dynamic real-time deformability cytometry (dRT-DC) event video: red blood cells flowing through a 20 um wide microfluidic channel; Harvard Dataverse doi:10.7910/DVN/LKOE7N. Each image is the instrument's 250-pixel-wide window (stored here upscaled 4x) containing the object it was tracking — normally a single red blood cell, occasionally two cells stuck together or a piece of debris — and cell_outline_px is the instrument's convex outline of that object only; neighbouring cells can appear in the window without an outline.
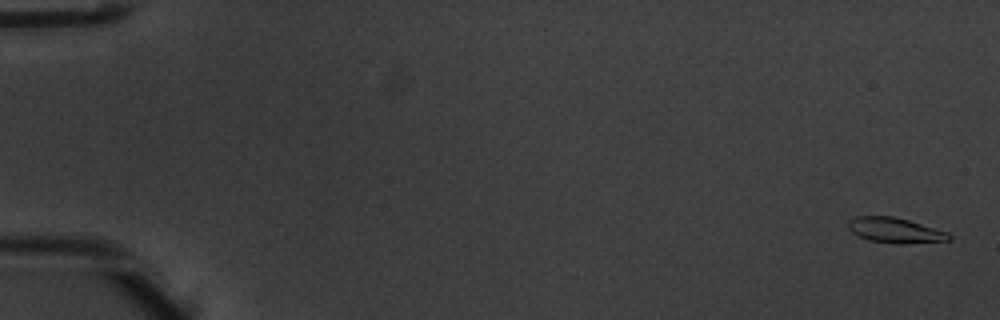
{"species": "common noctule bat (a hibernating species)", "species_latin": "Nyctalus noctula", "temperature_condition": "warm", "stored_images_in_passage": 53, "camera_frame_rate_fps": 3000, "um_per_image_px": 0.085, "animal": {"sex": "male", "body_mass_g": 20.1, "forearm_length_mm": 53.5}, "frame": {"image": 1, "passage_image": 1, "time_ms": 0.0, "image_size_px": [1000, 320], "cell_outline_px": [[952, 240], [904, 244], [892, 244], [868, 240], [852, 232], [848, 228], [848, 220], [856, 216], [892, 216], [908, 220], [948, 232], [952, 236]], "centroid_in_image_um": [76.09, 19.59], "position_along_channel_um": 8.9, "area_um2": 14.91}}
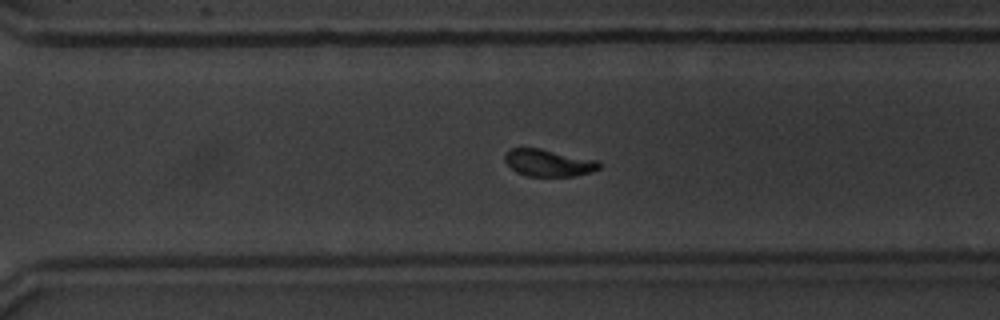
{"frame": {"image": 2, "passage_image": 38, "time_ms": 12.333, "image_size_px": [1000, 320], "cell_outline_px": [[600, 168], [592, 172], [576, 176], [528, 176], [516, 172], [504, 160], [504, 156], [512, 148], [540, 148], [600, 160]], "centroid_in_image_um": [46.68, 13.84], "position_along_channel_um": 323.9, "area_um2": 14.97}}
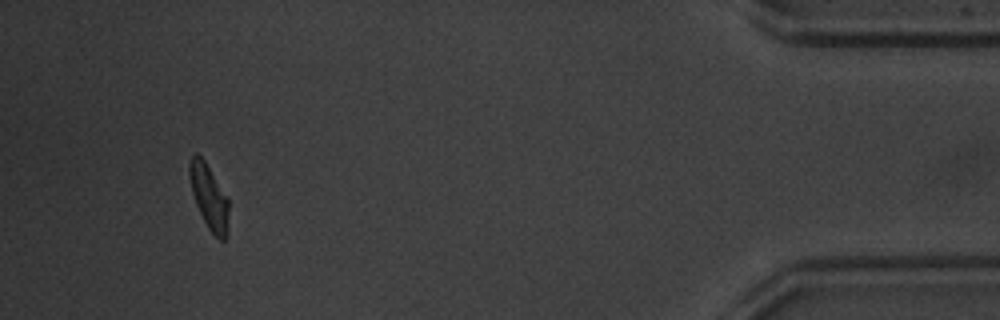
{"frame": {"image": 3, "passage_image": 50, "time_ms": 16.333, "image_size_px": [1000, 320], "cell_outline_px": [[228, 236], [224, 240], [220, 240], [208, 228], [196, 204], [192, 192], [188, 176], [188, 164], [192, 156], [196, 152], [204, 160], [228, 200]], "centroid_in_image_um": [17.75, 16.74], "position_along_channel_um": 417.5, "area_um2": 14.57}, "authors_computed_cell_mechanics": {"area_um2": 15.3748, "velocity_mm_per_s": 3.8796, "shape_relaxation_time_tau1_ms": 2.582, "shape_relaxation_time_tau2_ms": 1.5538, "deformation_change_tau1": 0.1842, "deformation_change_tau2": 0.0584}}